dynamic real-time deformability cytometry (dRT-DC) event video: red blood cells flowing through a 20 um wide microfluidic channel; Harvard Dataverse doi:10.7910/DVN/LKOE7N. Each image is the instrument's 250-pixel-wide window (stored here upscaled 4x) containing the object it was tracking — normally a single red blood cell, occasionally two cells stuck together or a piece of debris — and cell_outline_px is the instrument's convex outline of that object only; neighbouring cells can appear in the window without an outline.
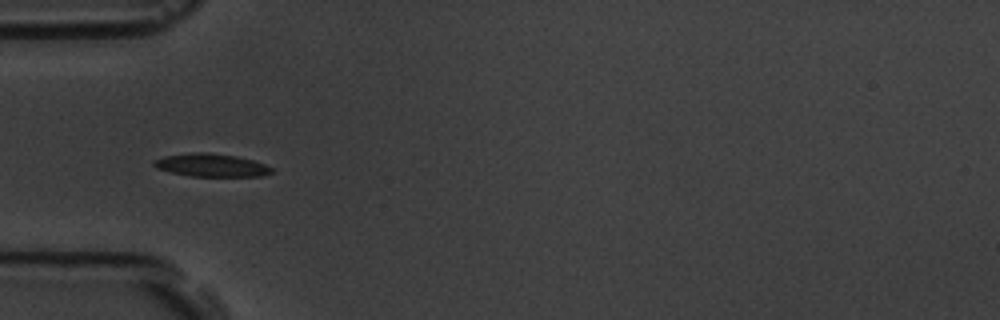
{"species": "common noctule bat (a hibernating species)", "species_latin": "Nyctalus noctula", "temperature_condition": "room temperature", "stored_images_in_passage": 7, "camera_frame_rate_fps": 3000, "um_per_image_px": 0.085, "animal": {"sex": "male", "body_mass_g": 19.5, "forearm_length_mm": 54.6}, "frame": {"image": 1, "passage_image": 7, "time_ms": 7.0, "image_size_px": [1000, 320], "cell_outline_px": [[272, 172], [260, 176], [192, 176], [172, 172], [156, 168], [152, 164], [156, 160], [164, 156], [192, 152], [208, 152], [236, 156], [252, 160], [264, 164], [272, 168]], "centroid_in_image_um": [17.95, 14.03], "position_along_channel_um": 67.1, "area_um2": 15.55}}